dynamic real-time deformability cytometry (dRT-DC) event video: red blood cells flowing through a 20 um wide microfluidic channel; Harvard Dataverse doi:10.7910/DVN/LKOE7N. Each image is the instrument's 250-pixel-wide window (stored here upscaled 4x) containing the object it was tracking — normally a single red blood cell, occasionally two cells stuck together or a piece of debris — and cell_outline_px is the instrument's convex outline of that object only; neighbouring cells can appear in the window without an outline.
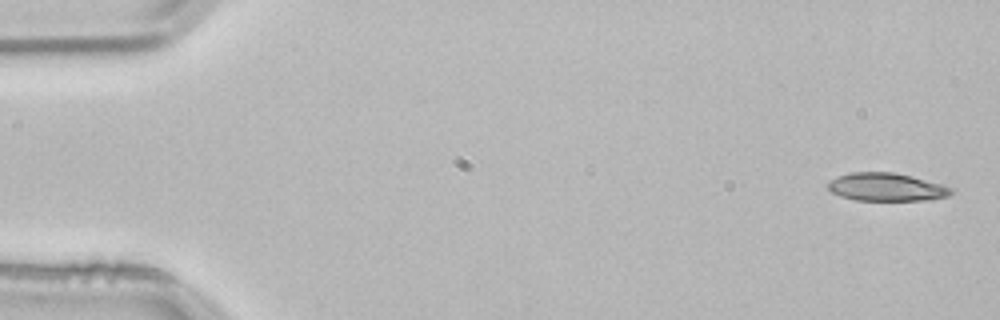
{"species": "common noctule bat (a hibernating species)", "species_latin": "Nyctalus noctula", "temperature_condition": "room temperature", "stored_images_in_passage": 4, "camera_frame_rate_fps": 3000, "um_per_image_px": 0.085, "animal": {"sex": "male", "body_mass_g": 21.5, "forearm_length_mm": 52.0}, "frame": {"image": 1, "passage_image": 1, "time_ms": 0.0, "image_size_px": [1000, 320], "cell_outline_px": [[956, 192], [948, 196], [924, 200], [856, 200], [840, 196], [832, 192], [828, 188], [828, 184], [836, 176], [848, 172], [892, 172], [944, 184], [956, 188]], "centroid_in_image_um": [75.4, 15.89], "position_along_channel_um": 9.6, "area_um2": 20.23}}
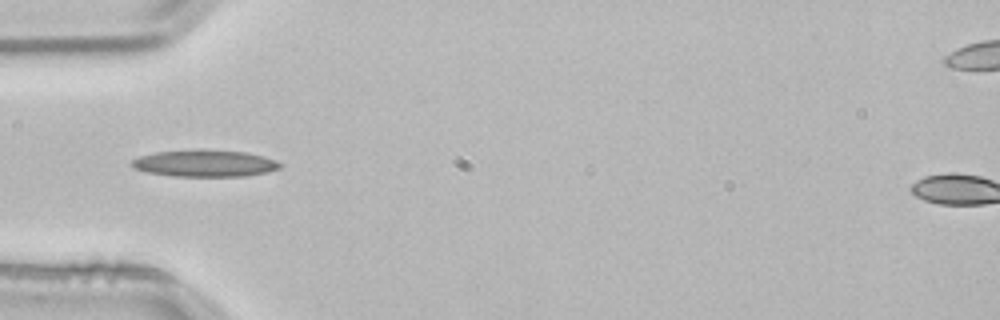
{"frame": {"image": 2, "passage_image": 4, "time_ms": 1.0, "image_size_px": [1000, 320], "cell_outline_px": [[284, 164], [280, 168], [268, 172], [244, 176], [172, 176], [144, 172], [132, 168], [128, 164], [132, 160], [140, 156], [156, 152], [200, 148], [204, 148], [248, 152], [264, 156]], "centroid_in_image_um": [17.38, 13.87], "position_along_channel_um": 67.6, "area_um2": 23.81}}